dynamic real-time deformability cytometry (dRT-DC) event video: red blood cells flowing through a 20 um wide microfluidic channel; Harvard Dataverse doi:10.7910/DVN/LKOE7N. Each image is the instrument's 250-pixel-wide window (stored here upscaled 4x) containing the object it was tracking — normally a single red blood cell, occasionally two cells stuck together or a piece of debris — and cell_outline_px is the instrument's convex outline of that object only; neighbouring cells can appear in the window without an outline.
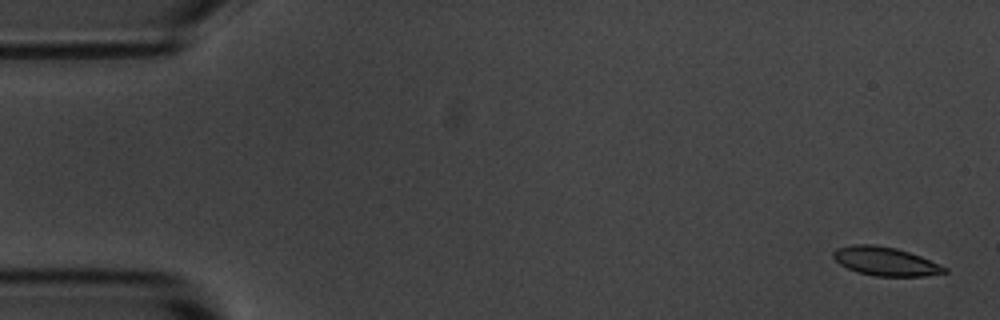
{"species": "common noctule bat (a hibernating species)", "species_latin": "Nyctalus noctula", "temperature_condition": "room temperature", "stored_images_in_passage": 5, "camera_frame_rate_fps": 3000, "um_per_image_px": 0.085, "animal": {"sex": "male", "body_mass_g": 20.1, "forearm_length_mm": 53.5}, "frame": {"image": 1, "passage_image": 1, "time_ms": 0.0, "image_size_px": [1000, 320], "cell_outline_px": [[948, 272], [924, 276], [876, 276], [856, 272], [840, 264], [832, 256], [832, 252], [836, 248], [852, 244], [876, 244], [896, 248], [920, 256], [948, 268]], "centroid_in_image_um": [75.23, 22.2], "position_along_channel_um": 9.8, "area_um2": 18.61}}
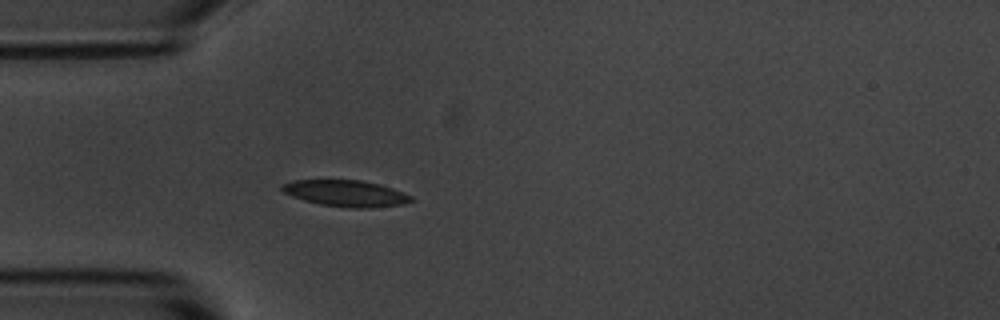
{"frame": {"image": 2, "passage_image": 5, "time_ms": 4.667, "image_size_px": [1000, 320], "cell_outline_px": [[412, 200], [400, 204], [372, 208], [348, 208], [320, 204], [304, 200], [292, 196], [284, 192], [280, 188], [280, 184], [292, 180], [360, 180], [380, 184], [392, 188], [412, 196]], "centroid_in_image_um": [29.35, 16.43], "position_along_channel_um": 55.6, "area_um2": 19.77}}